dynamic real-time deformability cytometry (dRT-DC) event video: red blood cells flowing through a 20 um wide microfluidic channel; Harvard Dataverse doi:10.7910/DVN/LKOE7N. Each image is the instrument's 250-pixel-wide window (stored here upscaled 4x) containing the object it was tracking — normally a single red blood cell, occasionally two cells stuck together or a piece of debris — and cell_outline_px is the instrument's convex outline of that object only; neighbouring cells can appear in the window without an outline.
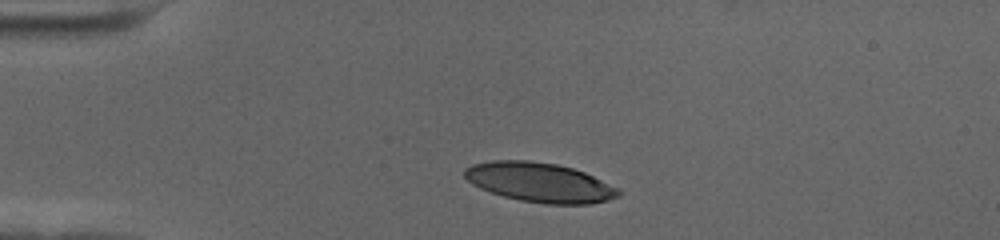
{"species": "human", "species_latin": "Homo sapiens", "temperature_condition": "cold", "stored_images_in_passage": 38, "camera_frame_rate_fps": 3000, "um_per_image_px": 0.085, "donor": {"sex": "female"}, "frame": {"image": 1, "passage_image": 1, "time_ms": 0.0, "image_size_px": [1000, 240], "cell_outline_px": [[620, 192], [616, 196], [604, 200], [588, 204], [552, 204], [524, 200], [504, 196], [492, 192], [468, 180], [464, 176], [464, 172], [468, 168], [476, 164], [496, 160], [524, 160], [556, 164], [572, 168], [584, 172], [616, 188]], "centroid_in_image_um": [45.88, 15.49], "position_along_channel_um": 39.1, "area_um2": 34.1}}
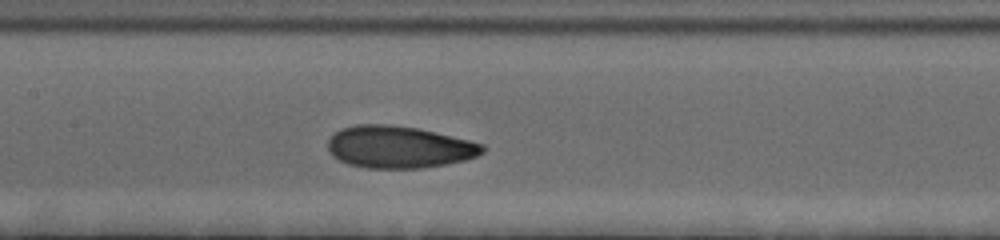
{"frame": {"image": 2, "passage_image": 16, "time_ms": 5.0, "image_size_px": [1000, 240], "cell_outline_px": [[484, 148], [476, 156], [464, 160], [416, 168], [372, 168], [352, 164], [340, 160], [328, 148], [328, 140], [336, 132], [344, 128], [364, 124], [376, 124], [416, 128], [468, 140], [480, 144]], "centroid_in_image_um": [33.89, 12.49], "position_along_channel_um": 173.5, "area_um2": 36.53}}
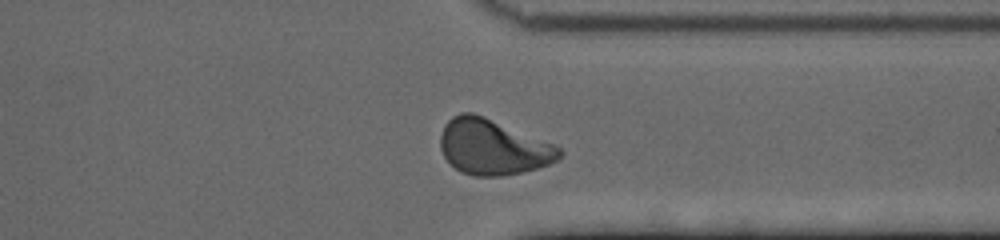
{"frame": {"image": 3, "passage_image": 33, "time_ms": 10.667, "image_size_px": [1000, 240], "cell_outline_px": [[560, 156], [556, 160], [548, 164], [536, 168], [520, 172], [496, 176], [476, 176], [464, 172], [456, 168], [444, 156], [440, 148], [440, 136], [448, 120], [452, 116], [464, 112], [472, 112], [560, 148]], "centroid_in_image_um": [41.83, 12.5], "position_along_channel_um": 369.6, "area_um2": 37.11}, "authors_computed_cell_mechanics": {"area_um2": 35.7204, "velocity_mm_per_s": 3.4673, "shape_relaxation_time_tau1_ms": 3.8948, "shape_relaxation_time_tau2_ms": 1.8519, "deformation_change_tau1": 0.1845, "deformation_change_tau2": 0.0737}}